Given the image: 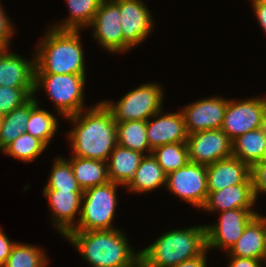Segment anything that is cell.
<instances>
[{"instance_id":"1","label":"cell","mask_w":266,"mask_h":267,"mask_svg":"<svg viewBox=\"0 0 266 267\" xmlns=\"http://www.w3.org/2000/svg\"><path fill=\"white\" fill-rule=\"evenodd\" d=\"M90 108L66 117L75 124L67 136L71 141V156L108 162L111 152L118 145L116 122L102 101Z\"/></svg>"},{"instance_id":"2","label":"cell","mask_w":266,"mask_h":267,"mask_svg":"<svg viewBox=\"0 0 266 267\" xmlns=\"http://www.w3.org/2000/svg\"><path fill=\"white\" fill-rule=\"evenodd\" d=\"M64 238L91 267H129L140 257L119 228L70 231Z\"/></svg>"},{"instance_id":"3","label":"cell","mask_w":266,"mask_h":267,"mask_svg":"<svg viewBox=\"0 0 266 267\" xmlns=\"http://www.w3.org/2000/svg\"><path fill=\"white\" fill-rule=\"evenodd\" d=\"M80 30L49 27L34 53V74L85 75L84 51Z\"/></svg>"},{"instance_id":"4","label":"cell","mask_w":266,"mask_h":267,"mask_svg":"<svg viewBox=\"0 0 266 267\" xmlns=\"http://www.w3.org/2000/svg\"><path fill=\"white\" fill-rule=\"evenodd\" d=\"M206 250V225H202L165 232L140 250V257L151 267H173Z\"/></svg>"},{"instance_id":"5","label":"cell","mask_w":266,"mask_h":267,"mask_svg":"<svg viewBox=\"0 0 266 267\" xmlns=\"http://www.w3.org/2000/svg\"><path fill=\"white\" fill-rule=\"evenodd\" d=\"M86 75L34 74V92H47L58 115L64 118L78 114L84 109V87Z\"/></svg>"},{"instance_id":"6","label":"cell","mask_w":266,"mask_h":267,"mask_svg":"<svg viewBox=\"0 0 266 267\" xmlns=\"http://www.w3.org/2000/svg\"><path fill=\"white\" fill-rule=\"evenodd\" d=\"M121 184L109 181L83 191L81 212L72 231L110 230L118 205L117 187Z\"/></svg>"},{"instance_id":"7","label":"cell","mask_w":266,"mask_h":267,"mask_svg":"<svg viewBox=\"0 0 266 267\" xmlns=\"http://www.w3.org/2000/svg\"><path fill=\"white\" fill-rule=\"evenodd\" d=\"M164 92L158 83L150 82L130 90L116 103L102 101L115 122L147 121L163 107Z\"/></svg>"},{"instance_id":"8","label":"cell","mask_w":266,"mask_h":267,"mask_svg":"<svg viewBox=\"0 0 266 267\" xmlns=\"http://www.w3.org/2000/svg\"><path fill=\"white\" fill-rule=\"evenodd\" d=\"M266 125V98L228 100L221 129L233 141L238 136Z\"/></svg>"},{"instance_id":"9","label":"cell","mask_w":266,"mask_h":267,"mask_svg":"<svg viewBox=\"0 0 266 267\" xmlns=\"http://www.w3.org/2000/svg\"><path fill=\"white\" fill-rule=\"evenodd\" d=\"M165 188L182 201L201 209L208 197L206 166L189 161L184 167L167 174Z\"/></svg>"},{"instance_id":"10","label":"cell","mask_w":266,"mask_h":267,"mask_svg":"<svg viewBox=\"0 0 266 267\" xmlns=\"http://www.w3.org/2000/svg\"><path fill=\"white\" fill-rule=\"evenodd\" d=\"M118 6L123 33V53L144 42L153 31V17L143 0H113Z\"/></svg>"},{"instance_id":"11","label":"cell","mask_w":266,"mask_h":267,"mask_svg":"<svg viewBox=\"0 0 266 267\" xmlns=\"http://www.w3.org/2000/svg\"><path fill=\"white\" fill-rule=\"evenodd\" d=\"M220 213V219L216 223L206 225L207 249L219 248L227 252L259 213L253 209H234Z\"/></svg>"},{"instance_id":"12","label":"cell","mask_w":266,"mask_h":267,"mask_svg":"<svg viewBox=\"0 0 266 267\" xmlns=\"http://www.w3.org/2000/svg\"><path fill=\"white\" fill-rule=\"evenodd\" d=\"M189 161L210 165L232 156V140L222 129H211L188 135Z\"/></svg>"},{"instance_id":"13","label":"cell","mask_w":266,"mask_h":267,"mask_svg":"<svg viewBox=\"0 0 266 267\" xmlns=\"http://www.w3.org/2000/svg\"><path fill=\"white\" fill-rule=\"evenodd\" d=\"M94 40L109 53H123V33L119 6L113 0H103L91 25Z\"/></svg>"},{"instance_id":"14","label":"cell","mask_w":266,"mask_h":267,"mask_svg":"<svg viewBox=\"0 0 266 267\" xmlns=\"http://www.w3.org/2000/svg\"><path fill=\"white\" fill-rule=\"evenodd\" d=\"M227 104L228 99L213 96L184 106L181 112L185 119L188 134L221 129Z\"/></svg>"},{"instance_id":"15","label":"cell","mask_w":266,"mask_h":267,"mask_svg":"<svg viewBox=\"0 0 266 267\" xmlns=\"http://www.w3.org/2000/svg\"><path fill=\"white\" fill-rule=\"evenodd\" d=\"M163 110L164 108L153 115V120H147V139L152 150L165 144L187 142L188 139L189 134L181 110L166 114Z\"/></svg>"},{"instance_id":"16","label":"cell","mask_w":266,"mask_h":267,"mask_svg":"<svg viewBox=\"0 0 266 267\" xmlns=\"http://www.w3.org/2000/svg\"><path fill=\"white\" fill-rule=\"evenodd\" d=\"M43 193L49 202L52 223L65 237L75 228V221L78 222L75 218L80 216L83 192L43 190Z\"/></svg>"},{"instance_id":"17","label":"cell","mask_w":266,"mask_h":267,"mask_svg":"<svg viewBox=\"0 0 266 267\" xmlns=\"http://www.w3.org/2000/svg\"><path fill=\"white\" fill-rule=\"evenodd\" d=\"M208 194L227 187L252 182L250 166L233 156L207 165Z\"/></svg>"},{"instance_id":"18","label":"cell","mask_w":266,"mask_h":267,"mask_svg":"<svg viewBox=\"0 0 266 267\" xmlns=\"http://www.w3.org/2000/svg\"><path fill=\"white\" fill-rule=\"evenodd\" d=\"M256 197L252 182H243L208 194L201 210L211 213L234 209H253Z\"/></svg>"},{"instance_id":"19","label":"cell","mask_w":266,"mask_h":267,"mask_svg":"<svg viewBox=\"0 0 266 267\" xmlns=\"http://www.w3.org/2000/svg\"><path fill=\"white\" fill-rule=\"evenodd\" d=\"M35 57L26 59L3 49L0 52V86L34 88Z\"/></svg>"},{"instance_id":"20","label":"cell","mask_w":266,"mask_h":267,"mask_svg":"<svg viewBox=\"0 0 266 267\" xmlns=\"http://www.w3.org/2000/svg\"><path fill=\"white\" fill-rule=\"evenodd\" d=\"M266 251V216L256 215L226 256L263 260Z\"/></svg>"},{"instance_id":"21","label":"cell","mask_w":266,"mask_h":267,"mask_svg":"<svg viewBox=\"0 0 266 267\" xmlns=\"http://www.w3.org/2000/svg\"><path fill=\"white\" fill-rule=\"evenodd\" d=\"M167 174L151 154L144 155L131 181L125 186L135 193H148L166 185Z\"/></svg>"},{"instance_id":"22","label":"cell","mask_w":266,"mask_h":267,"mask_svg":"<svg viewBox=\"0 0 266 267\" xmlns=\"http://www.w3.org/2000/svg\"><path fill=\"white\" fill-rule=\"evenodd\" d=\"M144 154L117 145L108 160L109 181L123 185L131 181Z\"/></svg>"},{"instance_id":"23","label":"cell","mask_w":266,"mask_h":267,"mask_svg":"<svg viewBox=\"0 0 266 267\" xmlns=\"http://www.w3.org/2000/svg\"><path fill=\"white\" fill-rule=\"evenodd\" d=\"M232 156L250 167L266 159V125L232 141Z\"/></svg>"},{"instance_id":"24","label":"cell","mask_w":266,"mask_h":267,"mask_svg":"<svg viewBox=\"0 0 266 267\" xmlns=\"http://www.w3.org/2000/svg\"><path fill=\"white\" fill-rule=\"evenodd\" d=\"M68 160L75 179L83 191L109 182L107 161L76 156Z\"/></svg>"},{"instance_id":"25","label":"cell","mask_w":266,"mask_h":267,"mask_svg":"<svg viewBox=\"0 0 266 267\" xmlns=\"http://www.w3.org/2000/svg\"><path fill=\"white\" fill-rule=\"evenodd\" d=\"M103 0H65L69 10L66 19L51 27L58 30H80L88 28Z\"/></svg>"},{"instance_id":"26","label":"cell","mask_w":266,"mask_h":267,"mask_svg":"<svg viewBox=\"0 0 266 267\" xmlns=\"http://www.w3.org/2000/svg\"><path fill=\"white\" fill-rule=\"evenodd\" d=\"M37 97H31V112L25 132L41 140L47 147L57 133L58 122L55 114L39 107Z\"/></svg>"},{"instance_id":"27","label":"cell","mask_w":266,"mask_h":267,"mask_svg":"<svg viewBox=\"0 0 266 267\" xmlns=\"http://www.w3.org/2000/svg\"><path fill=\"white\" fill-rule=\"evenodd\" d=\"M118 145L145 155L152 153L147 139V121L116 122Z\"/></svg>"},{"instance_id":"28","label":"cell","mask_w":266,"mask_h":267,"mask_svg":"<svg viewBox=\"0 0 266 267\" xmlns=\"http://www.w3.org/2000/svg\"><path fill=\"white\" fill-rule=\"evenodd\" d=\"M30 112L31 98L3 116L0 128V151L17 139L22 133H25Z\"/></svg>"},{"instance_id":"29","label":"cell","mask_w":266,"mask_h":267,"mask_svg":"<svg viewBox=\"0 0 266 267\" xmlns=\"http://www.w3.org/2000/svg\"><path fill=\"white\" fill-rule=\"evenodd\" d=\"M48 260L43 248L16 242L3 267H46Z\"/></svg>"},{"instance_id":"30","label":"cell","mask_w":266,"mask_h":267,"mask_svg":"<svg viewBox=\"0 0 266 267\" xmlns=\"http://www.w3.org/2000/svg\"><path fill=\"white\" fill-rule=\"evenodd\" d=\"M152 155L166 174L184 167L189 162L186 142L158 146L152 150Z\"/></svg>"},{"instance_id":"31","label":"cell","mask_w":266,"mask_h":267,"mask_svg":"<svg viewBox=\"0 0 266 267\" xmlns=\"http://www.w3.org/2000/svg\"><path fill=\"white\" fill-rule=\"evenodd\" d=\"M53 163L48 183L43 190L83 192L75 179L68 159L57 156Z\"/></svg>"},{"instance_id":"32","label":"cell","mask_w":266,"mask_h":267,"mask_svg":"<svg viewBox=\"0 0 266 267\" xmlns=\"http://www.w3.org/2000/svg\"><path fill=\"white\" fill-rule=\"evenodd\" d=\"M45 149L47 146L41 140L25 132L2 151L14 159L27 163L36 160Z\"/></svg>"},{"instance_id":"33","label":"cell","mask_w":266,"mask_h":267,"mask_svg":"<svg viewBox=\"0 0 266 267\" xmlns=\"http://www.w3.org/2000/svg\"><path fill=\"white\" fill-rule=\"evenodd\" d=\"M34 88H12L0 86V115H7L12 110L27 102L33 96Z\"/></svg>"},{"instance_id":"34","label":"cell","mask_w":266,"mask_h":267,"mask_svg":"<svg viewBox=\"0 0 266 267\" xmlns=\"http://www.w3.org/2000/svg\"><path fill=\"white\" fill-rule=\"evenodd\" d=\"M250 175L256 200L261 193L266 194V159L250 167Z\"/></svg>"},{"instance_id":"35","label":"cell","mask_w":266,"mask_h":267,"mask_svg":"<svg viewBox=\"0 0 266 267\" xmlns=\"http://www.w3.org/2000/svg\"><path fill=\"white\" fill-rule=\"evenodd\" d=\"M14 30L10 17L5 14L0 3V46L3 49H9L10 38L13 37Z\"/></svg>"},{"instance_id":"36","label":"cell","mask_w":266,"mask_h":267,"mask_svg":"<svg viewBox=\"0 0 266 267\" xmlns=\"http://www.w3.org/2000/svg\"><path fill=\"white\" fill-rule=\"evenodd\" d=\"M15 244L16 242L11 241L0 227V267L5 265L6 260Z\"/></svg>"},{"instance_id":"37","label":"cell","mask_w":266,"mask_h":267,"mask_svg":"<svg viewBox=\"0 0 266 267\" xmlns=\"http://www.w3.org/2000/svg\"><path fill=\"white\" fill-rule=\"evenodd\" d=\"M253 11L262 30L266 33V0H251Z\"/></svg>"},{"instance_id":"38","label":"cell","mask_w":266,"mask_h":267,"mask_svg":"<svg viewBox=\"0 0 266 267\" xmlns=\"http://www.w3.org/2000/svg\"><path fill=\"white\" fill-rule=\"evenodd\" d=\"M228 257L230 259L228 267H262V263H264L263 260L240 258L236 256Z\"/></svg>"},{"instance_id":"39","label":"cell","mask_w":266,"mask_h":267,"mask_svg":"<svg viewBox=\"0 0 266 267\" xmlns=\"http://www.w3.org/2000/svg\"><path fill=\"white\" fill-rule=\"evenodd\" d=\"M208 249L201 255L185 260L173 267H207Z\"/></svg>"},{"instance_id":"40","label":"cell","mask_w":266,"mask_h":267,"mask_svg":"<svg viewBox=\"0 0 266 267\" xmlns=\"http://www.w3.org/2000/svg\"><path fill=\"white\" fill-rule=\"evenodd\" d=\"M129 267H151L149 266L141 257H139L132 265Z\"/></svg>"},{"instance_id":"41","label":"cell","mask_w":266,"mask_h":267,"mask_svg":"<svg viewBox=\"0 0 266 267\" xmlns=\"http://www.w3.org/2000/svg\"><path fill=\"white\" fill-rule=\"evenodd\" d=\"M2 118H3V116H2V115H0V128H1V122H2Z\"/></svg>"},{"instance_id":"42","label":"cell","mask_w":266,"mask_h":267,"mask_svg":"<svg viewBox=\"0 0 266 267\" xmlns=\"http://www.w3.org/2000/svg\"><path fill=\"white\" fill-rule=\"evenodd\" d=\"M263 261L266 263V251H265V255H264Z\"/></svg>"}]
</instances>
